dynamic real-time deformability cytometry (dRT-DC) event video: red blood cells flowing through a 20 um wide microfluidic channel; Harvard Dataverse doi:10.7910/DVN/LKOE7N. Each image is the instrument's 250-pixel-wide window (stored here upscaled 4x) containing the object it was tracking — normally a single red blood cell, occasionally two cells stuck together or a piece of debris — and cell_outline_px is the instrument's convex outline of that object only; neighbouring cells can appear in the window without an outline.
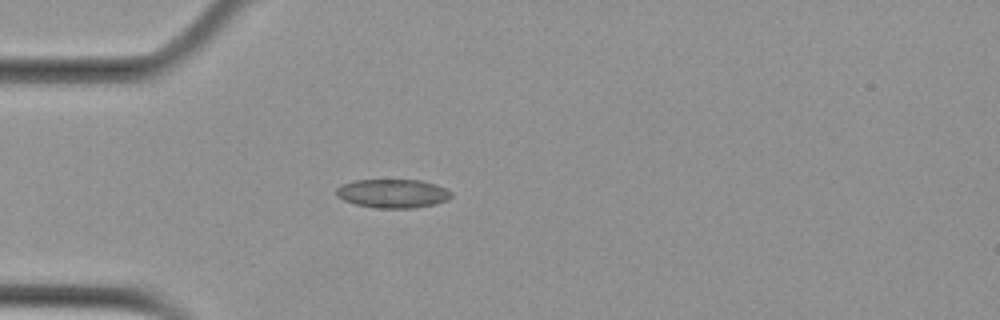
{"species": "Egyptian fruit bat (a non-hibernating species)", "species_latin": "Rousettus aegyptiacus", "temperature_condition": "cold", "stored_images_in_passage": 4, "camera_frame_rate_fps": 3000, "um_per_image_px": 0.085, "animal": {"sex": "female"}, "frame": {"image": 1, "passage_image": 4, "time_ms": 1.0, "image_size_px": [1000, 320], "cell_outline_px": [[452, 196], [448, 200], [432, 204], [412, 208], [376, 208], [356, 204], [344, 200], [336, 196], [336, 188], [344, 184], [356, 180], [420, 180], [436, 184], [452, 192]], "centroid_in_image_um": [33.39, 16.44], "position_along_channel_um": 51.6, "area_um2": 19.13}}